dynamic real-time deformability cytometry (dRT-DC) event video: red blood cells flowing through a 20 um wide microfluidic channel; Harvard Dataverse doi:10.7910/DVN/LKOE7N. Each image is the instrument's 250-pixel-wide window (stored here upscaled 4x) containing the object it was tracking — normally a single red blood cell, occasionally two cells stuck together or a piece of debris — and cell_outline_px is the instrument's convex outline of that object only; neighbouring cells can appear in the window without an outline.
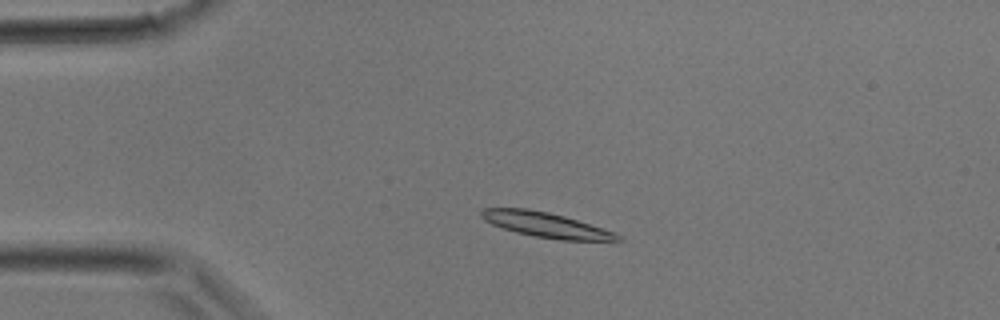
{"species": "common noctule bat (a hibernating species)", "species_latin": "Nyctalus noctula", "temperature_condition": "room temperature", "stored_images_in_passage": 30, "camera_frame_rate_fps": 3000, "um_per_image_px": 0.085, "animal": {"sex": "male", "body_mass_g": 17.9}, "frame": {"image": 1, "passage_image": 6, "time_ms": 1.667, "image_size_px": [1000, 320], "cell_outline_px": [[624, 240], [616, 244], [560, 240], [536, 236], [516, 232], [500, 228], [484, 220], [480, 216], [480, 212], [484, 208], [528, 208], [548, 212], [564, 216], [604, 228], [616, 232], [624, 236]], "centroid_in_image_um": [46.63, 19.17], "position_along_channel_um": 38.4, "area_um2": 20.87}}
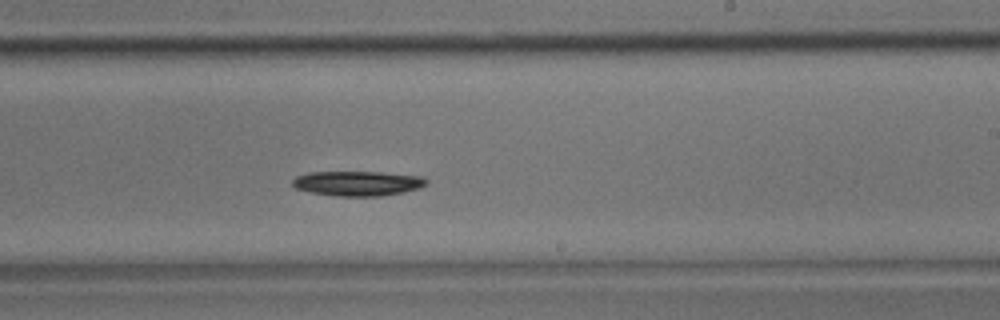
{"frame": {"image": 2, "passage_image": 18, "time_ms": 5.667, "image_size_px": [1000, 320], "cell_outline_px": [[428, 184], [420, 188], [404, 192], [380, 196], [336, 196], [312, 192], [296, 188], [292, 184], [292, 180], [296, 176], [308, 172], [380, 172], [424, 176], [428, 180]], "centroid_in_image_um": [30.45, 15.58], "position_along_channel_um": 258.6, "area_um2": 19.48}}
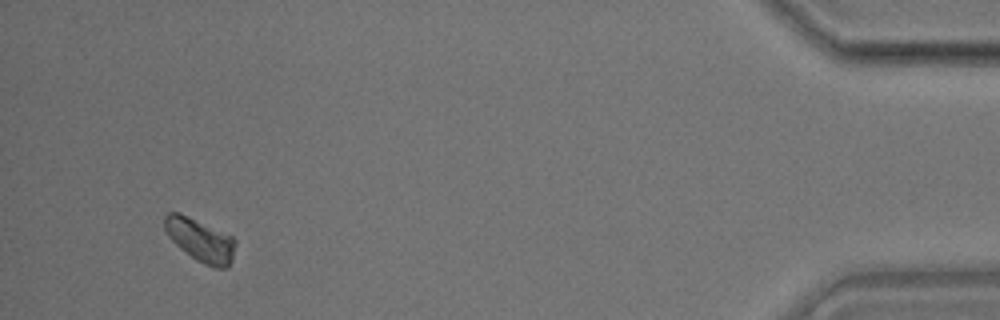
{"frame": {"image": 3, "passage_image": 29, "time_ms": 9.333, "image_size_px": [1000, 320], "cell_outline_px": [[236, 244], [232, 260], [228, 268], [216, 268], [204, 264], [196, 260], [180, 248], [168, 236], [164, 228], [164, 216], [168, 212], [180, 212], [232, 236], [236, 240]], "centroid_in_image_um": [17.03, 20.4], "position_along_channel_um": 418.2, "area_um2": 17.8}}